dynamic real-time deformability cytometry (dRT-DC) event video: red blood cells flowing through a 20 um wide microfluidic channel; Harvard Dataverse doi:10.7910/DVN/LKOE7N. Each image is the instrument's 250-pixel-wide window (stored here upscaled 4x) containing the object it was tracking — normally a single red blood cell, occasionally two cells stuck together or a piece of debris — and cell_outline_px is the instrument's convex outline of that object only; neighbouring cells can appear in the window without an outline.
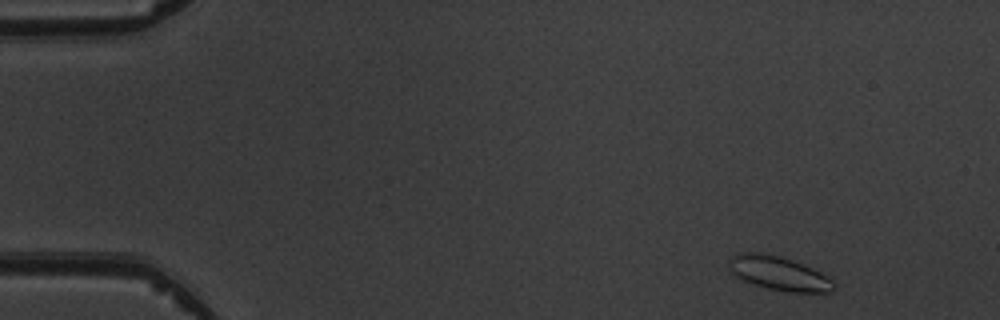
{"species": "common noctule bat (a hibernating species)", "species_latin": "Nyctalus noctula", "temperature_condition": "warm", "stored_images_in_passage": 4, "camera_frame_rate_fps": 3000, "um_per_image_px": 0.085, "animal": {"sex": "male", "body_mass_g": 19.5, "forearm_length_mm": 54.6}, "frame": {"image": 1, "passage_image": 1, "time_ms": 0.0, "image_size_px": [1000, 320], "cell_outline_px": [[836, 288], [832, 292], [788, 292], [768, 288], [744, 280], [736, 276], [728, 268], [728, 260], [736, 252], [760, 252], [780, 256], [792, 260], [812, 268], [820, 272], [832, 280], [836, 284]], "centroid_in_image_um": [66.19, 23.22], "position_along_channel_um": 18.8, "area_um2": 20.75}}
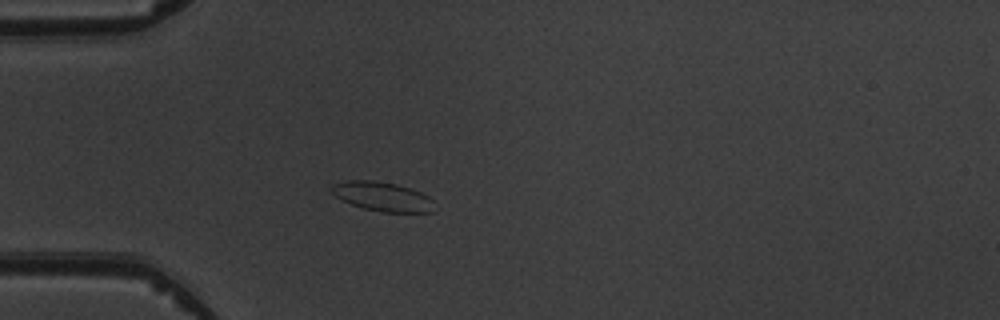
{"frame": {"image": 2, "passage_image": 4, "time_ms": 3.333, "image_size_px": [1000, 320], "cell_outline_px": [[436, 212], [384, 212], [364, 208], [340, 200], [328, 188], [332, 184], [344, 180], [376, 180], [396, 184], [420, 192], [428, 196], [432, 200]], "centroid_in_image_um": [32.48, 16.7], "position_along_channel_um": 52.5, "area_um2": 17.63}}